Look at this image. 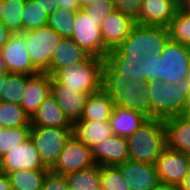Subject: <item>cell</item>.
<instances>
[{"mask_svg": "<svg viewBox=\"0 0 190 190\" xmlns=\"http://www.w3.org/2000/svg\"><path fill=\"white\" fill-rule=\"evenodd\" d=\"M41 190H70L66 177L49 170L43 181Z\"/></svg>", "mask_w": 190, "mask_h": 190, "instance_id": "39", "label": "cell"}, {"mask_svg": "<svg viewBox=\"0 0 190 190\" xmlns=\"http://www.w3.org/2000/svg\"><path fill=\"white\" fill-rule=\"evenodd\" d=\"M72 136V128L32 126L30 131V138L43 164L49 169L56 164L60 152Z\"/></svg>", "mask_w": 190, "mask_h": 190, "instance_id": "8", "label": "cell"}, {"mask_svg": "<svg viewBox=\"0 0 190 190\" xmlns=\"http://www.w3.org/2000/svg\"><path fill=\"white\" fill-rule=\"evenodd\" d=\"M135 25L130 17L114 10L101 24V35L104 46L109 50L117 48L130 34Z\"/></svg>", "mask_w": 190, "mask_h": 190, "instance_id": "17", "label": "cell"}, {"mask_svg": "<svg viewBox=\"0 0 190 190\" xmlns=\"http://www.w3.org/2000/svg\"><path fill=\"white\" fill-rule=\"evenodd\" d=\"M101 190H130L117 166H100Z\"/></svg>", "mask_w": 190, "mask_h": 190, "instance_id": "36", "label": "cell"}, {"mask_svg": "<svg viewBox=\"0 0 190 190\" xmlns=\"http://www.w3.org/2000/svg\"><path fill=\"white\" fill-rule=\"evenodd\" d=\"M27 83V75L7 73L2 91L0 92V101L20 104Z\"/></svg>", "mask_w": 190, "mask_h": 190, "instance_id": "29", "label": "cell"}, {"mask_svg": "<svg viewBox=\"0 0 190 190\" xmlns=\"http://www.w3.org/2000/svg\"><path fill=\"white\" fill-rule=\"evenodd\" d=\"M31 129V125L12 128L0 127V158L30 138Z\"/></svg>", "mask_w": 190, "mask_h": 190, "instance_id": "31", "label": "cell"}, {"mask_svg": "<svg viewBox=\"0 0 190 190\" xmlns=\"http://www.w3.org/2000/svg\"><path fill=\"white\" fill-rule=\"evenodd\" d=\"M104 61V58L90 56L83 62L68 65L51 76V84H63L83 93H96L102 89Z\"/></svg>", "mask_w": 190, "mask_h": 190, "instance_id": "6", "label": "cell"}, {"mask_svg": "<svg viewBox=\"0 0 190 190\" xmlns=\"http://www.w3.org/2000/svg\"><path fill=\"white\" fill-rule=\"evenodd\" d=\"M180 6L179 0H142L135 24L168 28Z\"/></svg>", "mask_w": 190, "mask_h": 190, "instance_id": "14", "label": "cell"}, {"mask_svg": "<svg viewBox=\"0 0 190 190\" xmlns=\"http://www.w3.org/2000/svg\"><path fill=\"white\" fill-rule=\"evenodd\" d=\"M3 174V171H2V164H1V158H0V175Z\"/></svg>", "mask_w": 190, "mask_h": 190, "instance_id": "52", "label": "cell"}, {"mask_svg": "<svg viewBox=\"0 0 190 190\" xmlns=\"http://www.w3.org/2000/svg\"><path fill=\"white\" fill-rule=\"evenodd\" d=\"M51 94V76L47 73L27 75L26 88L20 106L31 118L40 104Z\"/></svg>", "mask_w": 190, "mask_h": 190, "instance_id": "18", "label": "cell"}, {"mask_svg": "<svg viewBox=\"0 0 190 190\" xmlns=\"http://www.w3.org/2000/svg\"><path fill=\"white\" fill-rule=\"evenodd\" d=\"M65 177L70 190H101L100 166L97 164Z\"/></svg>", "mask_w": 190, "mask_h": 190, "instance_id": "28", "label": "cell"}, {"mask_svg": "<svg viewBox=\"0 0 190 190\" xmlns=\"http://www.w3.org/2000/svg\"><path fill=\"white\" fill-rule=\"evenodd\" d=\"M22 17V33L47 25L49 14L34 0H26Z\"/></svg>", "mask_w": 190, "mask_h": 190, "instance_id": "34", "label": "cell"}, {"mask_svg": "<svg viewBox=\"0 0 190 190\" xmlns=\"http://www.w3.org/2000/svg\"><path fill=\"white\" fill-rule=\"evenodd\" d=\"M167 147L190 155V122L182 115L166 119Z\"/></svg>", "mask_w": 190, "mask_h": 190, "instance_id": "24", "label": "cell"}, {"mask_svg": "<svg viewBox=\"0 0 190 190\" xmlns=\"http://www.w3.org/2000/svg\"><path fill=\"white\" fill-rule=\"evenodd\" d=\"M114 107L113 100L101 89L96 93L89 94L84 112L78 120L109 121Z\"/></svg>", "mask_w": 190, "mask_h": 190, "instance_id": "25", "label": "cell"}, {"mask_svg": "<svg viewBox=\"0 0 190 190\" xmlns=\"http://www.w3.org/2000/svg\"><path fill=\"white\" fill-rule=\"evenodd\" d=\"M148 118L134 110L114 107L109 123L113 135H118L127 138L137 131Z\"/></svg>", "mask_w": 190, "mask_h": 190, "instance_id": "23", "label": "cell"}, {"mask_svg": "<svg viewBox=\"0 0 190 190\" xmlns=\"http://www.w3.org/2000/svg\"><path fill=\"white\" fill-rule=\"evenodd\" d=\"M168 30L172 41L190 47V12L180 6Z\"/></svg>", "mask_w": 190, "mask_h": 190, "instance_id": "30", "label": "cell"}, {"mask_svg": "<svg viewBox=\"0 0 190 190\" xmlns=\"http://www.w3.org/2000/svg\"><path fill=\"white\" fill-rule=\"evenodd\" d=\"M151 190H177L175 186L158 182Z\"/></svg>", "mask_w": 190, "mask_h": 190, "instance_id": "45", "label": "cell"}, {"mask_svg": "<svg viewBox=\"0 0 190 190\" xmlns=\"http://www.w3.org/2000/svg\"><path fill=\"white\" fill-rule=\"evenodd\" d=\"M83 10L87 15L99 19V23L102 24L103 20L115 10L114 0H96Z\"/></svg>", "mask_w": 190, "mask_h": 190, "instance_id": "37", "label": "cell"}, {"mask_svg": "<svg viewBox=\"0 0 190 190\" xmlns=\"http://www.w3.org/2000/svg\"><path fill=\"white\" fill-rule=\"evenodd\" d=\"M27 125H31L30 117L25 113L20 104L0 101V126L2 128Z\"/></svg>", "mask_w": 190, "mask_h": 190, "instance_id": "32", "label": "cell"}, {"mask_svg": "<svg viewBox=\"0 0 190 190\" xmlns=\"http://www.w3.org/2000/svg\"><path fill=\"white\" fill-rule=\"evenodd\" d=\"M170 39L169 30L160 26L135 24L129 36L107 56H128V59H145L152 52L161 54Z\"/></svg>", "mask_w": 190, "mask_h": 190, "instance_id": "5", "label": "cell"}, {"mask_svg": "<svg viewBox=\"0 0 190 190\" xmlns=\"http://www.w3.org/2000/svg\"><path fill=\"white\" fill-rule=\"evenodd\" d=\"M147 81H175L190 78V47L168 40L161 54L152 52L143 61Z\"/></svg>", "mask_w": 190, "mask_h": 190, "instance_id": "1", "label": "cell"}, {"mask_svg": "<svg viewBox=\"0 0 190 190\" xmlns=\"http://www.w3.org/2000/svg\"><path fill=\"white\" fill-rule=\"evenodd\" d=\"M180 5L184 10L190 12V0H181Z\"/></svg>", "mask_w": 190, "mask_h": 190, "instance_id": "47", "label": "cell"}, {"mask_svg": "<svg viewBox=\"0 0 190 190\" xmlns=\"http://www.w3.org/2000/svg\"><path fill=\"white\" fill-rule=\"evenodd\" d=\"M27 44L28 55L33 66L40 73L50 75V62L60 39L62 38L48 25L21 33Z\"/></svg>", "mask_w": 190, "mask_h": 190, "instance_id": "7", "label": "cell"}, {"mask_svg": "<svg viewBox=\"0 0 190 190\" xmlns=\"http://www.w3.org/2000/svg\"><path fill=\"white\" fill-rule=\"evenodd\" d=\"M26 0H3L2 23L13 34L22 33V13Z\"/></svg>", "mask_w": 190, "mask_h": 190, "instance_id": "33", "label": "cell"}, {"mask_svg": "<svg viewBox=\"0 0 190 190\" xmlns=\"http://www.w3.org/2000/svg\"><path fill=\"white\" fill-rule=\"evenodd\" d=\"M177 190H190V172L184 177L183 181L176 188Z\"/></svg>", "mask_w": 190, "mask_h": 190, "instance_id": "44", "label": "cell"}, {"mask_svg": "<svg viewBox=\"0 0 190 190\" xmlns=\"http://www.w3.org/2000/svg\"><path fill=\"white\" fill-rule=\"evenodd\" d=\"M150 95L151 119L166 120L183 115L190 98V78L169 84L166 81L146 83Z\"/></svg>", "mask_w": 190, "mask_h": 190, "instance_id": "3", "label": "cell"}, {"mask_svg": "<svg viewBox=\"0 0 190 190\" xmlns=\"http://www.w3.org/2000/svg\"><path fill=\"white\" fill-rule=\"evenodd\" d=\"M115 10L137 21L140 16L142 0H114Z\"/></svg>", "mask_w": 190, "mask_h": 190, "instance_id": "38", "label": "cell"}, {"mask_svg": "<svg viewBox=\"0 0 190 190\" xmlns=\"http://www.w3.org/2000/svg\"><path fill=\"white\" fill-rule=\"evenodd\" d=\"M160 182L176 188L190 172V155L166 148L155 163Z\"/></svg>", "mask_w": 190, "mask_h": 190, "instance_id": "11", "label": "cell"}, {"mask_svg": "<svg viewBox=\"0 0 190 190\" xmlns=\"http://www.w3.org/2000/svg\"><path fill=\"white\" fill-rule=\"evenodd\" d=\"M0 190H11L9 178L5 173L0 175Z\"/></svg>", "mask_w": 190, "mask_h": 190, "instance_id": "43", "label": "cell"}, {"mask_svg": "<svg viewBox=\"0 0 190 190\" xmlns=\"http://www.w3.org/2000/svg\"><path fill=\"white\" fill-rule=\"evenodd\" d=\"M30 124L41 127L72 128L73 123L50 94L32 115Z\"/></svg>", "mask_w": 190, "mask_h": 190, "instance_id": "20", "label": "cell"}, {"mask_svg": "<svg viewBox=\"0 0 190 190\" xmlns=\"http://www.w3.org/2000/svg\"><path fill=\"white\" fill-rule=\"evenodd\" d=\"M95 164L91 148L72 136L60 152L56 164L50 170L66 176L90 168Z\"/></svg>", "mask_w": 190, "mask_h": 190, "instance_id": "10", "label": "cell"}, {"mask_svg": "<svg viewBox=\"0 0 190 190\" xmlns=\"http://www.w3.org/2000/svg\"><path fill=\"white\" fill-rule=\"evenodd\" d=\"M3 10H4L3 0H0V22L2 21L3 17Z\"/></svg>", "mask_w": 190, "mask_h": 190, "instance_id": "51", "label": "cell"}, {"mask_svg": "<svg viewBox=\"0 0 190 190\" xmlns=\"http://www.w3.org/2000/svg\"><path fill=\"white\" fill-rule=\"evenodd\" d=\"M1 164L5 174L22 169L50 170L43 164L31 138L4 154L1 157Z\"/></svg>", "mask_w": 190, "mask_h": 190, "instance_id": "13", "label": "cell"}, {"mask_svg": "<svg viewBox=\"0 0 190 190\" xmlns=\"http://www.w3.org/2000/svg\"><path fill=\"white\" fill-rule=\"evenodd\" d=\"M72 129L73 136L90 148L113 135L109 121L75 120Z\"/></svg>", "mask_w": 190, "mask_h": 190, "instance_id": "22", "label": "cell"}, {"mask_svg": "<svg viewBox=\"0 0 190 190\" xmlns=\"http://www.w3.org/2000/svg\"><path fill=\"white\" fill-rule=\"evenodd\" d=\"M91 55L71 38L62 37L57 44L50 62V76L56 71L78 62L87 60Z\"/></svg>", "mask_w": 190, "mask_h": 190, "instance_id": "21", "label": "cell"}, {"mask_svg": "<svg viewBox=\"0 0 190 190\" xmlns=\"http://www.w3.org/2000/svg\"><path fill=\"white\" fill-rule=\"evenodd\" d=\"M58 1V8L65 9L67 11L76 12L81 9L79 0H56Z\"/></svg>", "mask_w": 190, "mask_h": 190, "instance_id": "40", "label": "cell"}, {"mask_svg": "<svg viewBox=\"0 0 190 190\" xmlns=\"http://www.w3.org/2000/svg\"><path fill=\"white\" fill-rule=\"evenodd\" d=\"M91 150L93 159L99 166H117L129 160L127 139L118 135L102 139Z\"/></svg>", "mask_w": 190, "mask_h": 190, "instance_id": "15", "label": "cell"}, {"mask_svg": "<svg viewBox=\"0 0 190 190\" xmlns=\"http://www.w3.org/2000/svg\"><path fill=\"white\" fill-rule=\"evenodd\" d=\"M98 20L87 15L83 9L76 11L70 38L91 56L105 59L109 50L104 46Z\"/></svg>", "mask_w": 190, "mask_h": 190, "instance_id": "9", "label": "cell"}, {"mask_svg": "<svg viewBox=\"0 0 190 190\" xmlns=\"http://www.w3.org/2000/svg\"><path fill=\"white\" fill-rule=\"evenodd\" d=\"M8 73L35 75L40 73L32 64L27 51V44L21 33L12 34L0 50Z\"/></svg>", "mask_w": 190, "mask_h": 190, "instance_id": "12", "label": "cell"}, {"mask_svg": "<svg viewBox=\"0 0 190 190\" xmlns=\"http://www.w3.org/2000/svg\"><path fill=\"white\" fill-rule=\"evenodd\" d=\"M130 190H151L159 178L153 164L126 160L117 165Z\"/></svg>", "mask_w": 190, "mask_h": 190, "instance_id": "16", "label": "cell"}, {"mask_svg": "<svg viewBox=\"0 0 190 190\" xmlns=\"http://www.w3.org/2000/svg\"><path fill=\"white\" fill-rule=\"evenodd\" d=\"M102 89L116 106L134 110L151 119L150 95L146 84L130 81L122 73L116 72L106 61L103 64Z\"/></svg>", "mask_w": 190, "mask_h": 190, "instance_id": "2", "label": "cell"}, {"mask_svg": "<svg viewBox=\"0 0 190 190\" xmlns=\"http://www.w3.org/2000/svg\"><path fill=\"white\" fill-rule=\"evenodd\" d=\"M182 116L190 122V103L186 106Z\"/></svg>", "mask_w": 190, "mask_h": 190, "instance_id": "49", "label": "cell"}, {"mask_svg": "<svg viewBox=\"0 0 190 190\" xmlns=\"http://www.w3.org/2000/svg\"><path fill=\"white\" fill-rule=\"evenodd\" d=\"M75 14L76 12L57 8L49 15L47 25L61 37L70 38L74 31Z\"/></svg>", "mask_w": 190, "mask_h": 190, "instance_id": "35", "label": "cell"}, {"mask_svg": "<svg viewBox=\"0 0 190 190\" xmlns=\"http://www.w3.org/2000/svg\"><path fill=\"white\" fill-rule=\"evenodd\" d=\"M7 73H0V92L2 91L3 88V83L5 82Z\"/></svg>", "mask_w": 190, "mask_h": 190, "instance_id": "50", "label": "cell"}, {"mask_svg": "<svg viewBox=\"0 0 190 190\" xmlns=\"http://www.w3.org/2000/svg\"><path fill=\"white\" fill-rule=\"evenodd\" d=\"M126 139L130 160L155 165L167 148L164 120L148 119Z\"/></svg>", "mask_w": 190, "mask_h": 190, "instance_id": "4", "label": "cell"}, {"mask_svg": "<svg viewBox=\"0 0 190 190\" xmlns=\"http://www.w3.org/2000/svg\"><path fill=\"white\" fill-rule=\"evenodd\" d=\"M0 73H8L7 66H6V63L4 61V58H3L1 51H0Z\"/></svg>", "mask_w": 190, "mask_h": 190, "instance_id": "46", "label": "cell"}, {"mask_svg": "<svg viewBox=\"0 0 190 190\" xmlns=\"http://www.w3.org/2000/svg\"><path fill=\"white\" fill-rule=\"evenodd\" d=\"M51 95L72 123L81 118L89 96L88 93L68 88L63 84H51Z\"/></svg>", "mask_w": 190, "mask_h": 190, "instance_id": "19", "label": "cell"}, {"mask_svg": "<svg viewBox=\"0 0 190 190\" xmlns=\"http://www.w3.org/2000/svg\"><path fill=\"white\" fill-rule=\"evenodd\" d=\"M13 33L10 32L5 25L0 22V50L8 42L9 38Z\"/></svg>", "mask_w": 190, "mask_h": 190, "instance_id": "42", "label": "cell"}, {"mask_svg": "<svg viewBox=\"0 0 190 190\" xmlns=\"http://www.w3.org/2000/svg\"><path fill=\"white\" fill-rule=\"evenodd\" d=\"M96 0H79L80 2V6H81V9L91 5L92 3H94Z\"/></svg>", "mask_w": 190, "mask_h": 190, "instance_id": "48", "label": "cell"}, {"mask_svg": "<svg viewBox=\"0 0 190 190\" xmlns=\"http://www.w3.org/2000/svg\"><path fill=\"white\" fill-rule=\"evenodd\" d=\"M49 170H18L6 173L11 190H41Z\"/></svg>", "mask_w": 190, "mask_h": 190, "instance_id": "27", "label": "cell"}, {"mask_svg": "<svg viewBox=\"0 0 190 190\" xmlns=\"http://www.w3.org/2000/svg\"><path fill=\"white\" fill-rule=\"evenodd\" d=\"M105 61L130 81L147 83L144 70V59H128V56H106Z\"/></svg>", "mask_w": 190, "mask_h": 190, "instance_id": "26", "label": "cell"}, {"mask_svg": "<svg viewBox=\"0 0 190 190\" xmlns=\"http://www.w3.org/2000/svg\"><path fill=\"white\" fill-rule=\"evenodd\" d=\"M49 15L58 8L56 0H34Z\"/></svg>", "mask_w": 190, "mask_h": 190, "instance_id": "41", "label": "cell"}]
</instances>
